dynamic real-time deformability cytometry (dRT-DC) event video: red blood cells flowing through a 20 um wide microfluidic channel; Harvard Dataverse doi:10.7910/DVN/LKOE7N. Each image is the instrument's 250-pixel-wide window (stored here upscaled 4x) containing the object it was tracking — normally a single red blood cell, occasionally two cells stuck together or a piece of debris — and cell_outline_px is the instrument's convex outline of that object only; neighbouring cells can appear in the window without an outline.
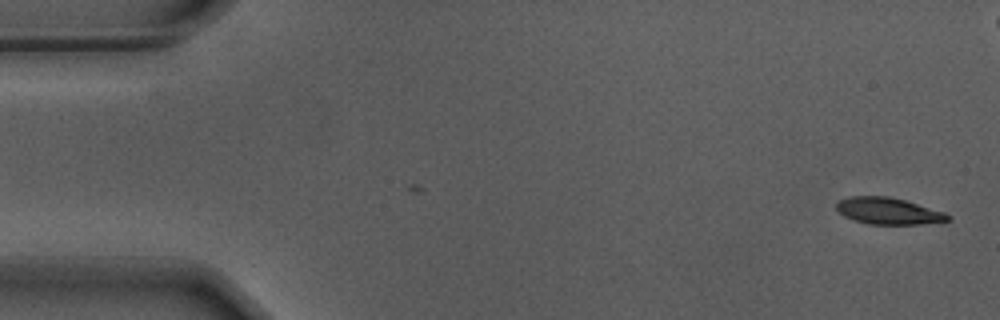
{"species": "Egyptian fruit bat (a non-hibernating species)", "species_latin": "Rousettus aegyptiacus", "temperature_condition": "warm", "stored_images_in_passage": 56, "camera_frame_rate_fps": 3000, "um_per_image_px": 0.085, "animal": {"sex": "male"}, "frame": {"image": 1, "passage_image": 1, "time_ms": 0.0, "image_size_px": [1000, 320], "cell_outline_px": [[952, 220], [920, 224], [868, 224], [844, 216], [836, 208], [836, 204], [840, 200], [848, 196], [888, 196], [904, 200], [944, 212], [952, 216]], "centroid_in_image_um": [75.52, 17.93], "position_along_channel_um": 9.5, "area_um2": 17.17}}
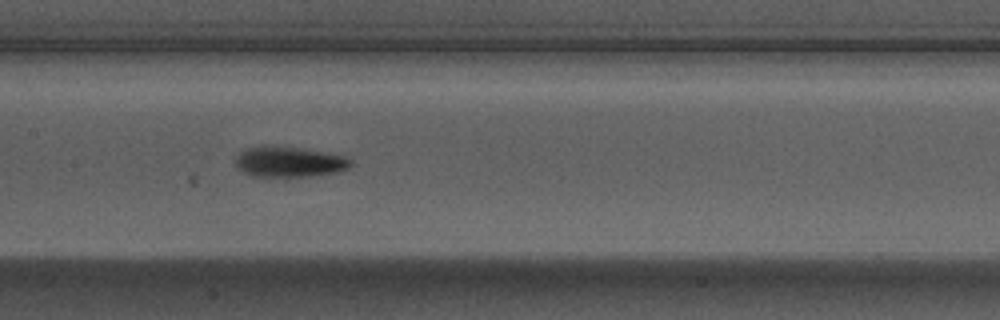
{"frame": {"image": 2, "passage_image": 26, "time_ms": 8.333, "image_size_px": [1000, 320], "cell_outline_px": [[352, 164], [348, 168], [336, 172], [312, 176], [252, 176], [244, 172], [236, 164], [236, 156], [240, 152], [248, 148], [260, 144], [264, 144], [300, 148], [324, 152], [344, 156], [352, 160]], "centroid_in_image_um": [24.57, 13.73], "position_along_channel_um": 182.8, "area_um2": 20.46}}
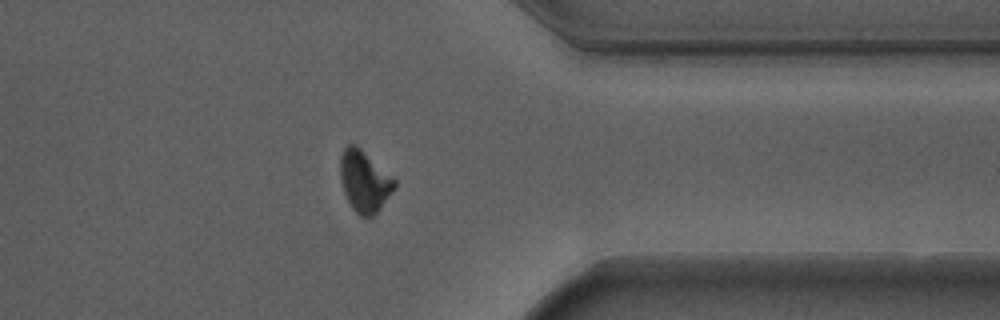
{"frame": {"image": 3, "passage_image": 43, "time_ms": 14.0, "image_size_px": [1000, 320], "cell_outline_px": [[396, 188], [380, 208], [372, 216], [360, 216], [352, 208], [344, 192], [340, 180], [340, 156], [344, 148], [348, 144], [356, 144], [396, 180]], "centroid_in_image_um": [30.97, 15.39], "position_along_channel_um": 380.4, "area_um2": 19.31}, "authors_computed_cell_mechanics": {"area_um2": 19.1896, "velocity_mm_per_s": 3.6865, "shape_relaxation_time_tau1_ms": 3.6013, "shape_relaxation_time_tau2_ms": 3.223, "deformation_change_tau1": 0.1537, "deformation_change_tau2": 0.1029}}